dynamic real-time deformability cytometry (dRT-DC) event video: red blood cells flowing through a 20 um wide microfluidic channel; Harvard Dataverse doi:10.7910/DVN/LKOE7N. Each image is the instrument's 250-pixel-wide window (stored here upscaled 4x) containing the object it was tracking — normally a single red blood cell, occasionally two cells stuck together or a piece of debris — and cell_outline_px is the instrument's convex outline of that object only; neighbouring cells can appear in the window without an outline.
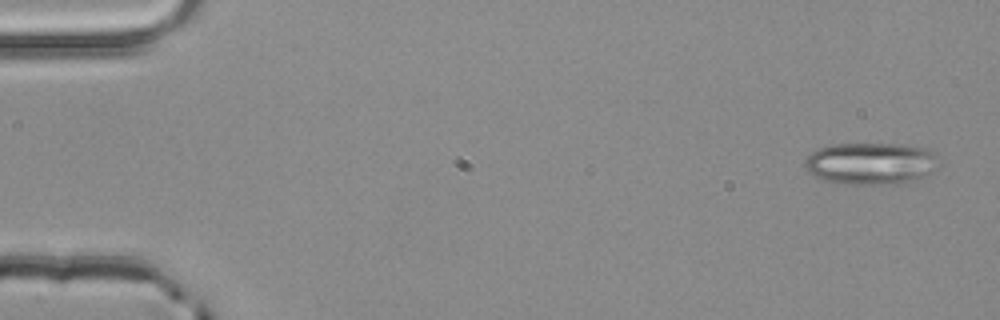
{"species": "common noctule bat (a hibernating species)", "species_latin": "Nyctalus noctula", "temperature_condition": "room temperature", "stored_images_in_passage": 3, "camera_frame_rate_fps": 3000, "um_per_image_px": 0.085, "animal": {"sex": "male", "body_mass_g": 20.4}, "frame": {"image": 1, "passage_image": 1, "time_ms": 0.0, "image_size_px": [1000, 320], "cell_outline_px": [[936, 168], [924, 176], [916, 180], [900, 184], [844, 184], [824, 180], [808, 172], [804, 164], [808, 156], [816, 148], [832, 144], [900, 144], [932, 148], [936, 152]], "centroid_in_image_um": [74.04, 13.89], "position_along_channel_um": 11.0, "area_um2": 33.06}}
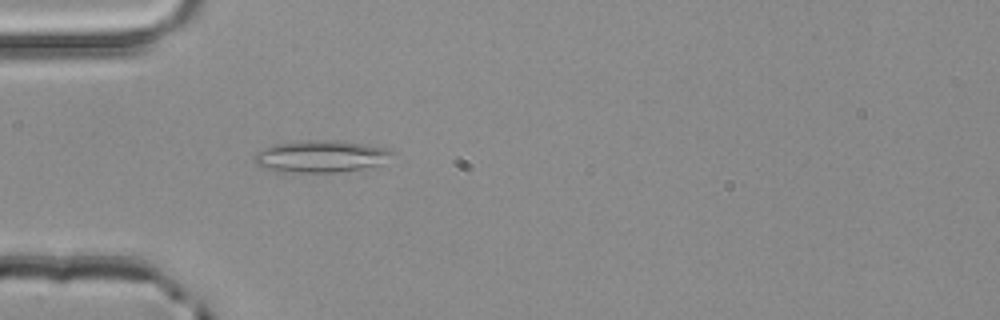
{"frame": {"image": 2, "passage_image": 3, "time_ms": 0.667, "image_size_px": [1000, 320], "cell_outline_px": [[400, 152], [380, 164], [360, 168], [336, 172], [276, 172], [264, 168], [256, 164], [252, 160], [256, 152], [272, 144], [308, 140], [340, 140], [364, 144], [384, 148]], "centroid_in_image_um": [27.24, 13.28], "position_along_channel_um": 57.8, "area_um2": 25.89}}